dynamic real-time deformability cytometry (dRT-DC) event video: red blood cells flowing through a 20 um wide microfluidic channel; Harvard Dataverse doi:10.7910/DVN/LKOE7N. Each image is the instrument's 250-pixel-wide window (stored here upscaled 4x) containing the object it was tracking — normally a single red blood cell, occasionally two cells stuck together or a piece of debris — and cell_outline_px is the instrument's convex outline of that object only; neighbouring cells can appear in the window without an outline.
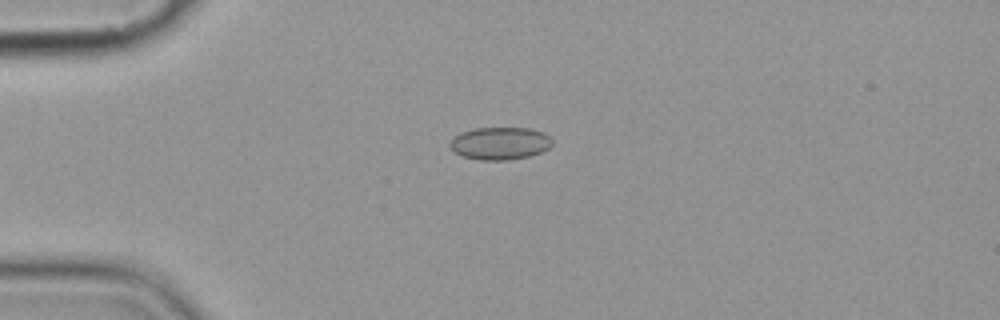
{"species": "common noctule bat (a hibernating species)", "species_latin": "Nyctalus noctula", "temperature_condition": "cold", "stored_images_in_passage": 4, "camera_frame_rate_fps": 3000, "um_per_image_px": 0.085, "animal": {"sex": "female", "body_mass_g": 19.9}, "frame": {"image": 1, "passage_image": 2, "time_ms": 1.0, "image_size_px": [1000, 320], "cell_outline_px": [[552, 144], [548, 148], [540, 152], [528, 156], [508, 160], [480, 160], [464, 156], [456, 152], [448, 144], [452, 136], [460, 132], [476, 128], [532, 128], [544, 132], [552, 140]], "centroid_in_image_um": [42.48, 12.17], "position_along_channel_um": 42.5, "area_um2": 19.42}}
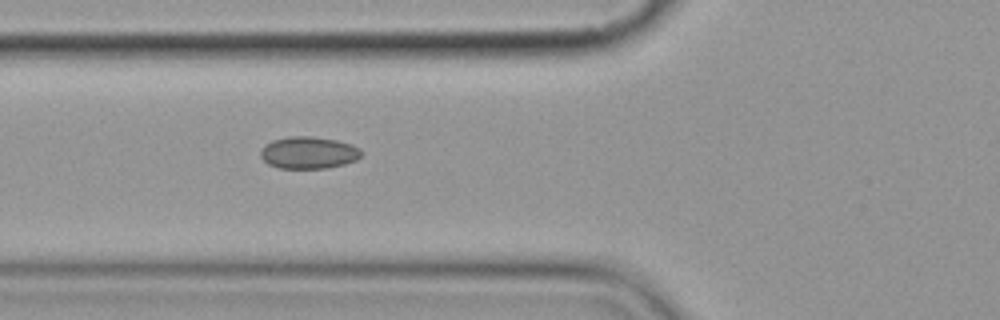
{"frame": {"image": 2, "passage_image": 4, "time_ms": 3.333, "image_size_px": [1000, 320], "cell_outline_px": [[364, 152], [356, 160], [344, 164], [324, 168], [280, 168], [268, 164], [260, 156], [260, 152], [264, 144], [272, 140], [288, 136], [312, 136], [336, 140], [352, 144], [360, 148]], "centroid_in_image_um": [26.23, 12.96], "position_along_channel_um": 99.6, "area_um2": 18.96}}